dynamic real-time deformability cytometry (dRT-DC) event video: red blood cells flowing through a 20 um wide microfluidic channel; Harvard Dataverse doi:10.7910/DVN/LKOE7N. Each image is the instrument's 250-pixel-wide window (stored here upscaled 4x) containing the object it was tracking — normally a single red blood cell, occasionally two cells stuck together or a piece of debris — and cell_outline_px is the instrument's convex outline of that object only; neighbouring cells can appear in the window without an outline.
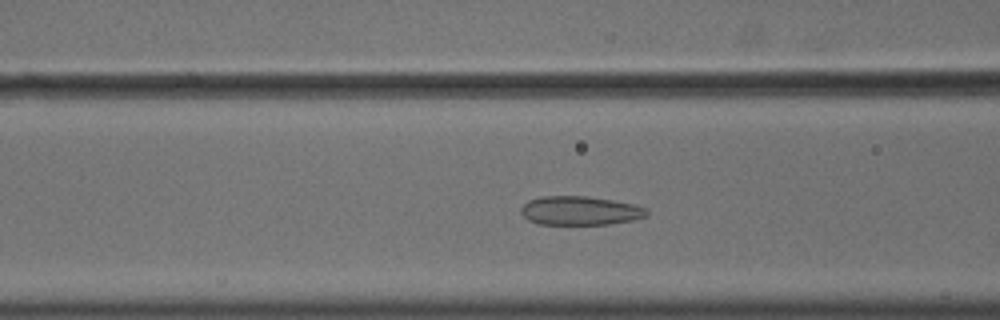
{"species": "common noctule bat (a hibernating species)", "species_latin": "Nyctalus noctula", "temperature_condition": "cold", "stored_images_in_passage": 54, "camera_frame_rate_fps": 3000, "um_per_image_px": 0.085, "animal": {"sex": "male", "body_mass_g": 18.8}, "frame": {"image": 1, "passage_image": 21, "time_ms": 6.667, "image_size_px": [1000, 320], "cell_outline_px": [[648, 212], [644, 216], [632, 220], [608, 224], [540, 224], [528, 220], [520, 212], [520, 208], [528, 200], [540, 196], [588, 196], [636, 204], [648, 208]], "centroid_in_image_um": [49.29, 17.89], "position_along_channel_um": 117.3, "area_um2": 21.21}}
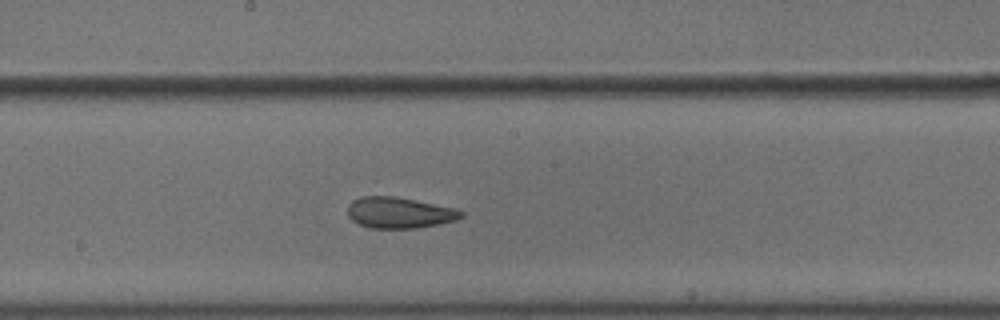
{"frame": {"image": 2, "passage_image": 29, "time_ms": 9.333, "image_size_px": [1000, 320], "cell_outline_px": [[464, 216], [456, 220], [440, 224], [416, 228], [368, 228], [352, 220], [348, 216], [348, 204], [352, 200], [360, 196], [396, 196], [456, 208], [464, 212]], "centroid_in_image_um": [33.95, 18.07], "position_along_channel_um": 214.3, "area_um2": 20.75}}
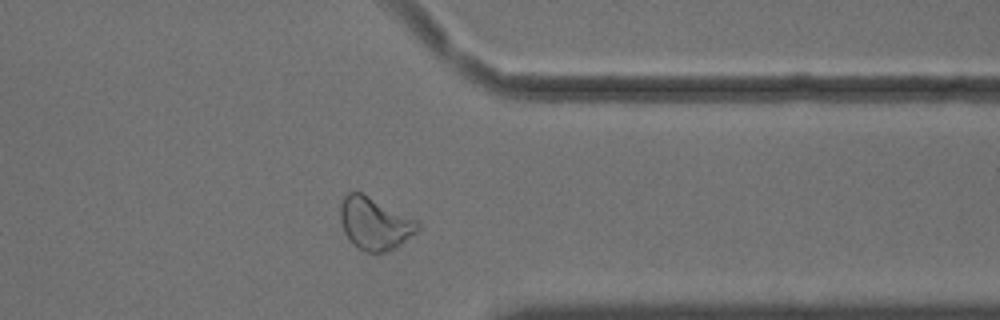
{"frame": {"image": 3, "passage_image": 43, "time_ms": 14.0, "image_size_px": [1000, 320], "cell_outline_px": [[420, 228], [416, 232], [400, 244], [388, 252], [368, 252], [356, 248], [348, 240], [344, 232], [340, 220], [340, 200], [348, 192], [360, 192], [416, 220], [420, 224]], "centroid_in_image_um": [31.8, 19.01], "position_along_channel_um": 379.6, "area_um2": 23.47}, "authors_computed_cell_mechanics": {"area_um2": 23.409, "velocity_mm_per_s": 3.6243, "shape_relaxation_time_tau1_ms": 8.5854, "shape_relaxation_time_tau2_ms": 1.6233, "deformation_change_tau1": 0.1358, "deformation_change_tau2": 0.0776}}